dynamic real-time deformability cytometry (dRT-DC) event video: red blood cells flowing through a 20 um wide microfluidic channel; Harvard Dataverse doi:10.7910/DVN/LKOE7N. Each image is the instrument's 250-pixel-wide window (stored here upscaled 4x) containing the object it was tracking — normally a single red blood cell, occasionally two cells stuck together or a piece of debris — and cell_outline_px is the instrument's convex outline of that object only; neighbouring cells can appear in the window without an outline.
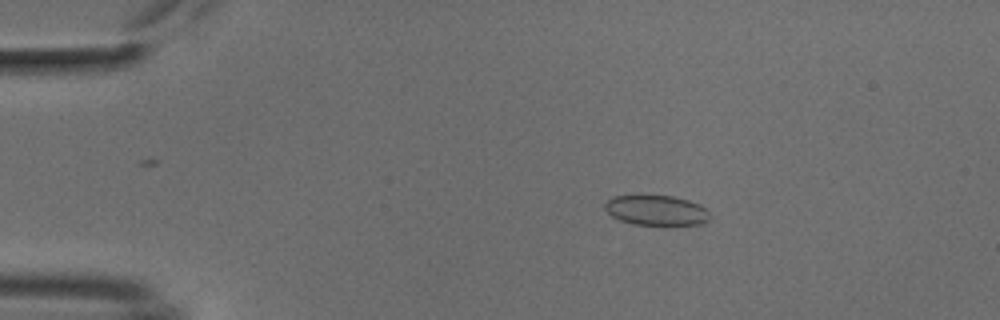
{"species": "common noctule bat (a hibernating species)", "species_latin": "Nyctalus noctula", "temperature_condition": "cold", "stored_images_in_passage": 55, "camera_frame_rate_fps": 3000, "um_per_image_px": 0.085, "animal": {"sex": "male", "body_mass_g": 18.8}, "frame": {"image": 1, "passage_image": 3, "time_ms": 0.667, "image_size_px": [1000, 320], "cell_outline_px": [[708, 220], [700, 224], [668, 228], [632, 224], [620, 220], [612, 216], [604, 208], [604, 204], [612, 196], [640, 192], [672, 196], [688, 200], [700, 204], [708, 212]], "centroid_in_image_um": [55.75, 17.87], "position_along_channel_um": 29.3, "area_um2": 19.88}}
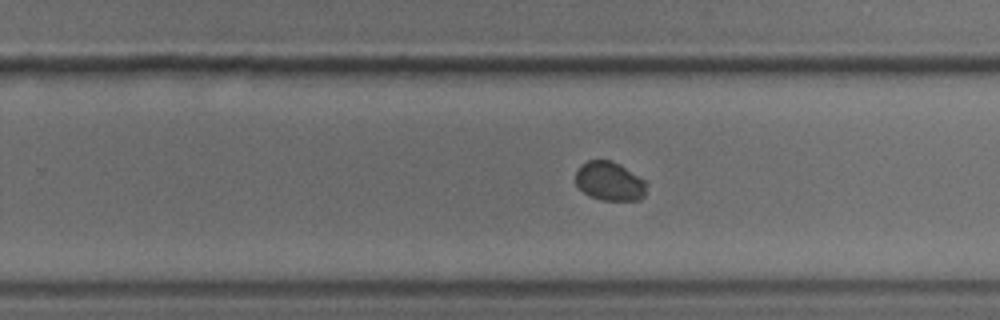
{"frame": {"image": 2, "passage_image": 31, "time_ms": 10.0, "image_size_px": [1000, 320], "cell_outline_px": [[644, 196], [640, 200], [600, 200], [584, 192], [576, 184], [576, 172], [580, 164], [588, 160], [612, 160], [620, 164], [644, 180]], "centroid_in_image_um": [51.78, 15.39], "position_along_channel_um": 278.0, "area_um2": 15.9}}
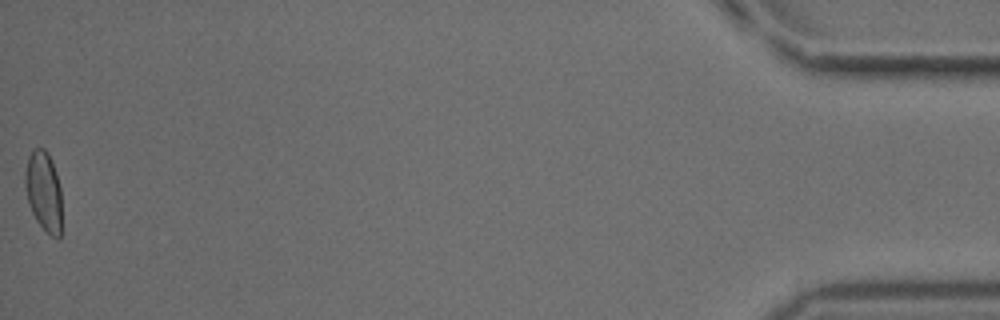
{"frame": {"image": 3, "passage_image": 55, "time_ms": 18.0, "image_size_px": [1000, 320], "cell_outline_px": [[60, 236], [52, 236], [36, 220], [28, 204], [24, 184], [24, 172], [28, 156], [32, 148], [44, 148], [48, 152], [60, 188]], "centroid_in_image_um": [3.66, 16.19], "position_along_channel_um": 431.5, "area_um2": 16.82}}